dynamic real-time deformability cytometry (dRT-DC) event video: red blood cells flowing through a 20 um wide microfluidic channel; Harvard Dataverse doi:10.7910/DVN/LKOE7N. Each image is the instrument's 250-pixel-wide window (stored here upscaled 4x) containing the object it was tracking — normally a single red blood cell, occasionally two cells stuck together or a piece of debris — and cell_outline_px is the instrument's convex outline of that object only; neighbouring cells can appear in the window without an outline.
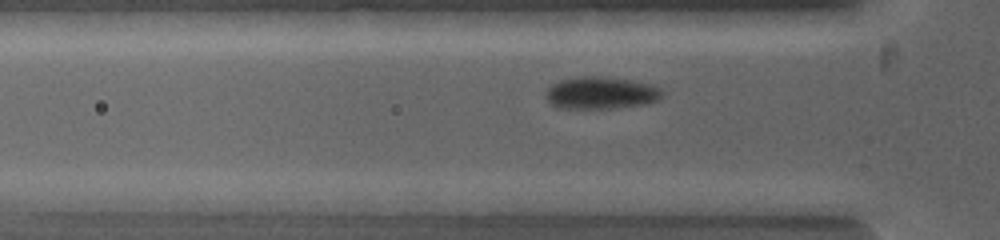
{"species": "common noctule bat (a hibernating species)", "species_latin": "Nyctalus noctula", "temperature_condition": "warm", "stored_images_in_passage": 3, "camera_frame_rate_fps": 5000, "um_per_image_px": 0.085, "animal": {"sex": "female", "body_mass_g": 19.0, "forearm_length_mm": 53.3}, "frame": {"image": 1, "passage_image": 2, "time_ms": 0.2, "image_size_px": [1000, 240], "cell_outline_px": [[660, 96], [656, 100], [640, 104], [616, 108], [560, 108], [552, 104], [548, 100], [548, 88], [560, 80], [580, 76], [596, 76], [628, 80], [660, 88]], "centroid_in_image_um": [51.01, 7.9], "position_along_channel_um": 74.8, "area_um2": 20.98}}